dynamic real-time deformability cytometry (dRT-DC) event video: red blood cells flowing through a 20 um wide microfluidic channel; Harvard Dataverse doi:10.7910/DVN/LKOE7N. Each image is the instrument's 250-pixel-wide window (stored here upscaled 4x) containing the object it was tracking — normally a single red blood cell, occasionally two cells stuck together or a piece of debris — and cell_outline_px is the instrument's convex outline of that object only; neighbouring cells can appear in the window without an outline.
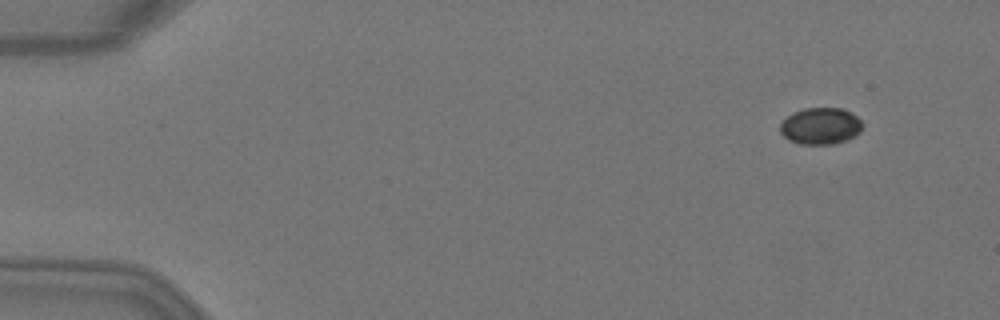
{"species": "Egyptian fruit bat (a non-hibernating species)", "species_latin": "Rousettus aegyptiacus", "temperature_condition": "warm", "stored_images_in_passage": 5, "camera_frame_rate_fps": 3000, "um_per_image_px": 0.085, "animal": {"sex": "female"}, "frame": {"image": 1, "passage_image": 2, "time_ms": 0.333, "image_size_px": [1000, 320], "cell_outline_px": [[864, 124], [860, 132], [844, 140], [832, 144], [800, 144], [788, 140], [780, 132], [780, 124], [792, 112], [804, 108], [844, 108], [856, 116]], "centroid_in_image_um": [69.74, 10.7], "position_along_channel_um": 15.3, "area_um2": 17.57}}
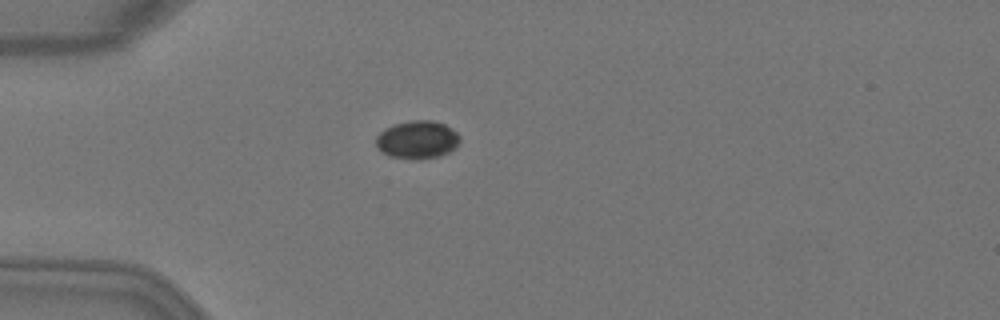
{"frame": {"image": 2, "passage_image": 5, "time_ms": 1.333, "image_size_px": [1000, 320], "cell_outline_px": [[460, 140], [456, 148], [440, 156], [420, 160], [416, 160], [388, 156], [376, 148], [376, 136], [384, 128], [392, 124], [412, 120], [432, 120], [444, 124], [452, 128], [460, 136]], "centroid_in_image_um": [35.46, 11.88], "position_along_channel_um": 49.5, "area_um2": 18.96}}